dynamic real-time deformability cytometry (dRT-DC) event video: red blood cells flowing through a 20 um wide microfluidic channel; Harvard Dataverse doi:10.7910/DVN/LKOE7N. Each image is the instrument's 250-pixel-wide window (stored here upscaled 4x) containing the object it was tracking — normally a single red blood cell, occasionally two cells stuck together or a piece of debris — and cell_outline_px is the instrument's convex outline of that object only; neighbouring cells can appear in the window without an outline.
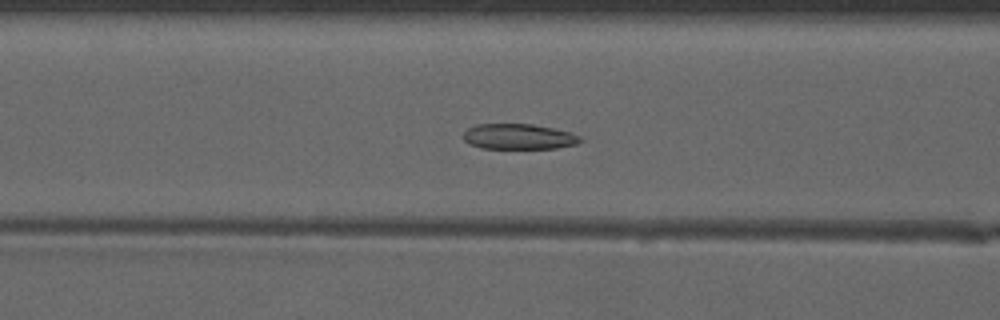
{"species": "common noctule bat (a hibernating species)", "species_latin": "Nyctalus noctula", "temperature_condition": "warm", "stored_images_in_passage": 51, "camera_frame_rate_fps": 3000, "um_per_image_px": 0.085, "animal": {"sex": "male", "forearm_length_mm": 52.5}, "frame": {"image": 1, "passage_image": 22, "time_ms": 7.0, "image_size_px": [1000, 320], "cell_outline_px": [[584, 140], [576, 144], [556, 148], [480, 148], [468, 144], [464, 140], [464, 132], [468, 128], [476, 124], [532, 124], [572, 132], [580, 136]], "centroid_in_image_um": [44.09, 11.61], "position_along_channel_um": 122.5, "area_um2": 17.4}}
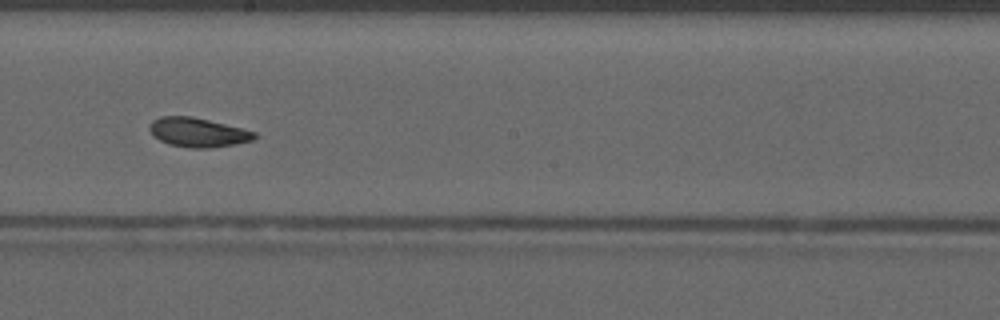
{"frame": {"image": 2, "passage_image": 30, "time_ms": 9.667, "image_size_px": [1000, 320], "cell_outline_px": [[256, 136], [252, 140], [232, 144], [208, 148], [188, 148], [168, 144], [160, 140], [148, 128], [152, 120], [160, 116], [192, 116], [256, 132]], "centroid_in_image_um": [16.78, 11.25], "position_along_channel_um": 231.4, "area_um2": 17.57}}
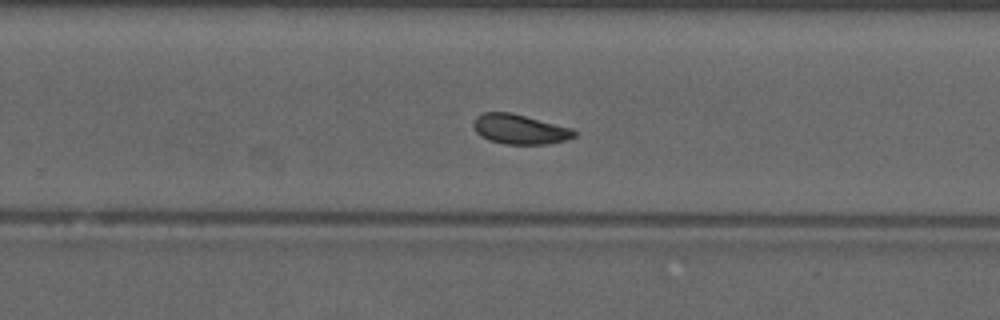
{"frame": {"image": 3, "passage_image": 34, "time_ms": 11.0, "image_size_px": [1000, 320], "cell_outline_px": [[576, 136], [564, 140], [548, 144], [504, 144], [488, 140], [480, 136], [476, 132], [472, 124], [472, 120], [476, 116], [484, 112], [512, 112], [572, 128], [576, 132]], "centroid_in_image_um": [44.14, 10.98], "position_along_channel_um": 285.7, "area_um2": 17.69}, "authors_computed_cell_mechanics": {"area_um2": 17.9758, "velocity_mm_per_s": 4.0958, "shape_relaxation_time_tau1_ms": 9.2542, "shape_relaxation_time_tau2_ms": 2.1389, "deformation_change_tau1": 0.1667, "deformation_change_tau2": 0.0601}}